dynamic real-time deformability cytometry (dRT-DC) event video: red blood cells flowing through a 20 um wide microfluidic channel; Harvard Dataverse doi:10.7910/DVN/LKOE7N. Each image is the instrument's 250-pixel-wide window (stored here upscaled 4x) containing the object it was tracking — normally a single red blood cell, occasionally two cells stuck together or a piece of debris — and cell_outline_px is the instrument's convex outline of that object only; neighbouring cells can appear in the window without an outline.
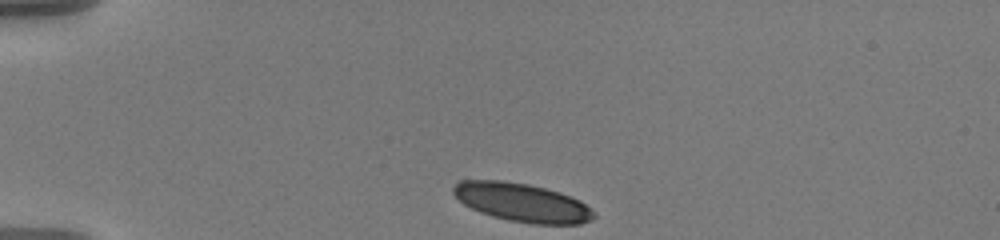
{"species": "human", "species_latin": "Homo sapiens", "temperature_condition": "warm", "stored_images_in_passage": 44, "camera_frame_rate_fps": 3000, "um_per_image_px": 0.085, "donor": {"sex": "male"}, "frame": {"image": 1, "passage_image": 1, "time_ms": 0.0, "image_size_px": [1000, 240], "cell_outline_px": [[596, 216], [592, 220], [580, 224], [532, 224], [508, 220], [492, 216], [480, 212], [464, 204], [452, 192], [452, 188], [456, 180], [500, 180], [528, 184], [560, 192], [580, 200]], "centroid_in_image_um": [44.35, 17.2], "position_along_channel_um": 40.7, "area_um2": 31.5}}
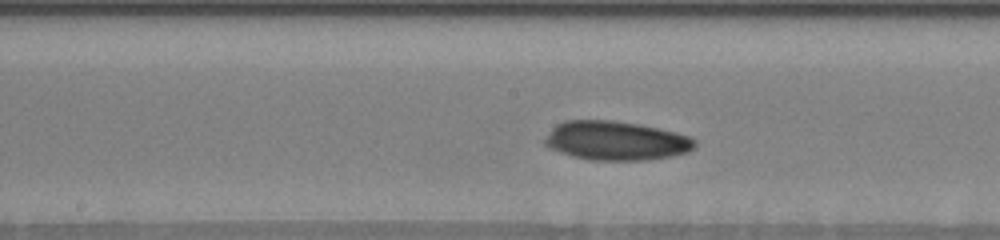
{"frame": {"image": 2, "passage_image": 18, "time_ms": 5.667, "image_size_px": [1000, 240], "cell_outline_px": [[696, 144], [688, 152], [648, 160], [592, 160], [572, 156], [548, 148], [544, 144], [544, 140], [552, 128], [556, 124], [564, 120], [612, 120], [636, 124], [656, 128], [688, 136], [696, 140]], "centroid_in_image_um": [52.3, 11.96], "position_along_channel_um": 195.9, "area_um2": 33.87}}
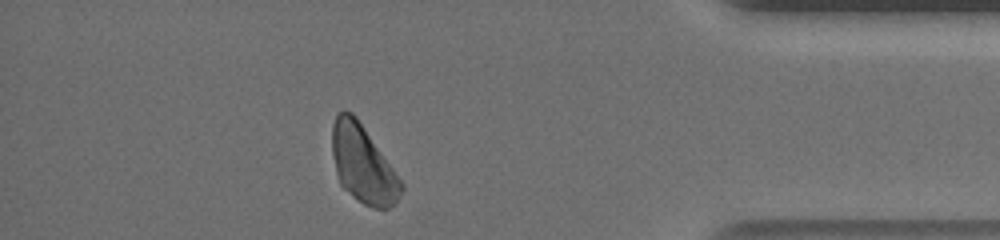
{"frame": {"image": 3, "passage_image": 38, "time_ms": 12.333, "image_size_px": [1000, 240], "cell_outline_px": [[404, 188], [396, 204], [388, 208], [372, 208], [364, 204], [344, 188], [340, 184], [336, 172], [332, 152], [332, 124], [336, 112], [352, 112], [356, 116], [404, 184]], "centroid_in_image_um": [30.86, 13.96], "position_along_channel_um": 404.3, "area_um2": 31.04}, "authors_computed_cell_mechanics": {"area_um2": 32.5414, "velocity_mm_per_s": 3.5653, "shape_relaxation_time_tau1_ms": 6.3296, "shape_relaxation_time_tau2_ms": null, "deformation_change_tau1": 0.1252, "deformation_change_tau2": null}}